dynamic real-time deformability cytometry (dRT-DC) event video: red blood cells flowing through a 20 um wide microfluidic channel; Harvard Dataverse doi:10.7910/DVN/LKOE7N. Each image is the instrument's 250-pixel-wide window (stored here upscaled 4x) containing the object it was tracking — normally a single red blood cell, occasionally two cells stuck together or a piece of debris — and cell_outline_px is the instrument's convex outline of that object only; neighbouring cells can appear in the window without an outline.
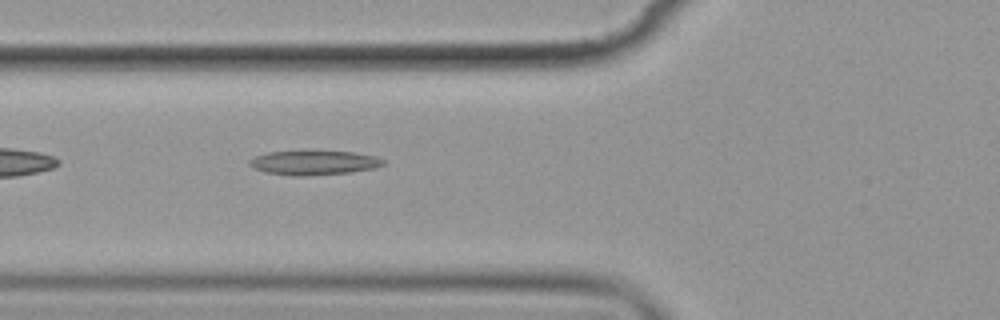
{"species": "common noctule bat (a hibernating species)", "species_latin": "Nyctalus noctula", "temperature_condition": "cold", "stored_images_in_passage": 2, "camera_frame_rate_fps": 3000, "um_per_image_px": 0.085, "animal": {"sex": "female", "body_mass_g": 19.9}, "frame": {"image": 1, "passage_image": 2, "time_ms": 2.0, "image_size_px": [1000, 320], "cell_outline_px": [[388, 164], [376, 168], [352, 172], [300, 176], [292, 176], [264, 172], [248, 164], [248, 160], [256, 156], [268, 152], [352, 152], [376, 156], [384, 160]], "centroid_in_image_um": [26.73, 13.85], "position_along_channel_um": 99.1, "area_um2": 18.79}}